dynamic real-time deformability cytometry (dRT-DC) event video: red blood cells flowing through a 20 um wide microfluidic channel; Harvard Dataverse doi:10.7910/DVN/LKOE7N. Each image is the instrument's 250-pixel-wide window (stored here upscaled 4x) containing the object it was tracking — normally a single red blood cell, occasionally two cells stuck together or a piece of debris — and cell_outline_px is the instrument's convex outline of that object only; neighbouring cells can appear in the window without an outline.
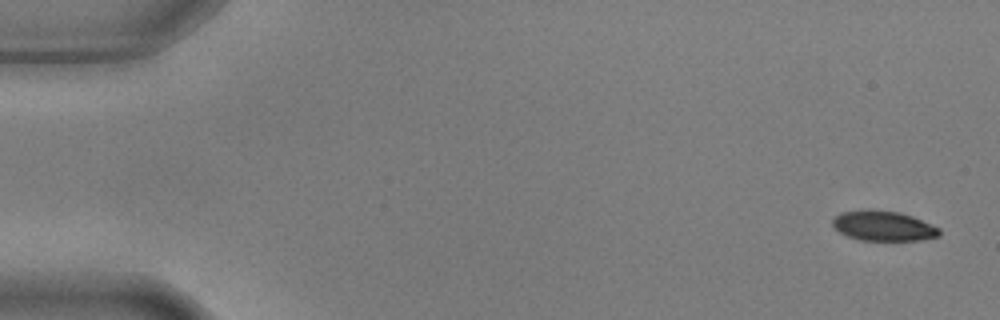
{"species": "common noctule bat (a hibernating species)", "species_latin": "Nyctalus noctula", "temperature_condition": "warm", "stored_images_in_passage": 6, "camera_frame_rate_fps": 3000, "um_per_image_px": 0.085, "animal": {"sex": "male", "body_mass_g": 17.9, "forearm_length_mm": 54.2}, "frame": {"image": 1, "passage_image": 1, "time_ms": 0.0, "image_size_px": [1000, 320], "cell_outline_px": [[940, 236], [920, 240], [860, 240], [848, 236], [840, 232], [832, 224], [832, 220], [840, 212], [868, 208], [900, 212], [912, 216], [932, 224], [940, 228]], "centroid_in_image_um": [75.09, 19.18], "position_along_channel_um": 9.9, "area_um2": 18.84}}
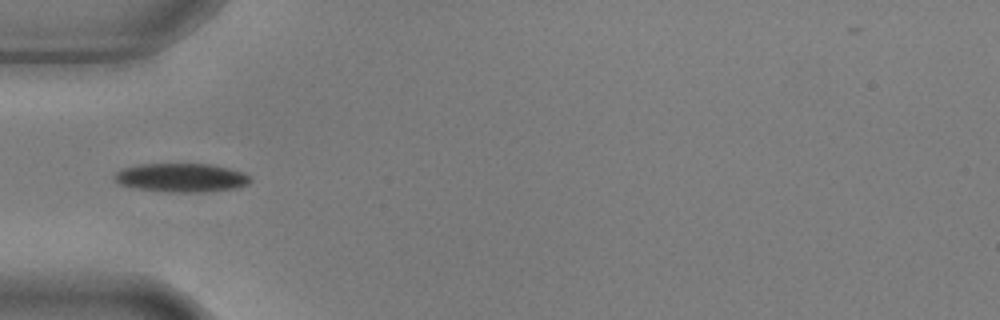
{"frame": {"image": 2, "passage_image": 5, "time_ms": 1.333, "image_size_px": [1000, 320], "cell_outline_px": [[252, 180], [248, 184], [240, 188], [196, 192], [168, 192], [140, 188], [120, 184], [116, 180], [116, 172], [124, 168], [140, 164], [208, 164], [228, 168], [244, 172], [252, 176]], "centroid_in_image_um": [15.51, 15.1], "position_along_channel_um": 69.5, "area_um2": 22.54}}
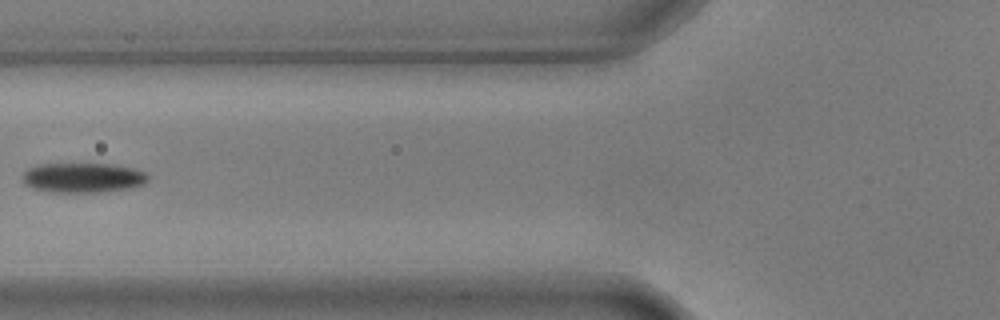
{"frame": {"image": 3, "passage_image": 6, "time_ms": 1.667, "image_size_px": [1000, 320], "cell_outline_px": [[148, 180], [144, 184], [128, 188], [96, 192], [52, 192], [32, 188], [24, 184], [20, 176], [28, 168], [36, 164], [112, 164], [136, 168], [144, 172], [148, 176]], "centroid_in_image_um": [7.01, 15.09], "position_along_channel_um": 118.8, "area_um2": 21.91}}